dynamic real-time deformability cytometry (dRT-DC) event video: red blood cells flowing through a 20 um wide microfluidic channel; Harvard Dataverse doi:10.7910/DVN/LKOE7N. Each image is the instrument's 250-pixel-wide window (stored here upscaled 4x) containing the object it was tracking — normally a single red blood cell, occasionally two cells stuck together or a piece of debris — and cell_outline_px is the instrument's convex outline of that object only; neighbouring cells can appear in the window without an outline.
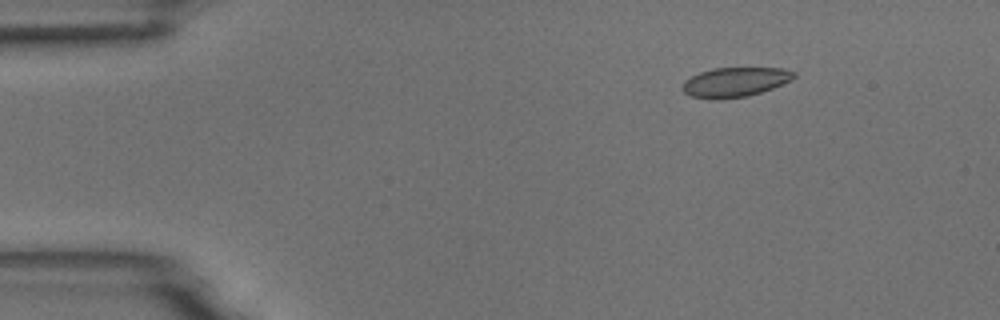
{"species": "common noctule bat (a hibernating species)", "species_latin": "Nyctalus noctula", "temperature_condition": "room temperature", "stored_images_in_passage": 5, "camera_frame_rate_fps": 3000, "um_per_image_px": 0.085, "animal": {"sex": "male", "body_mass_g": 18.8}, "frame": {"image": 1, "passage_image": 3, "time_ms": 0.667, "image_size_px": [1000, 320], "cell_outline_px": [[796, 76], [772, 88], [748, 96], [692, 96], [684, 92], [680, 88], [684, 80], [700, 72], [712, 68], [784, 68], [796, 72]], "centroid_in_image_um": [62.49, 6.92], "position_along_channel_um": 22.5, "area_um2": 18.32}}
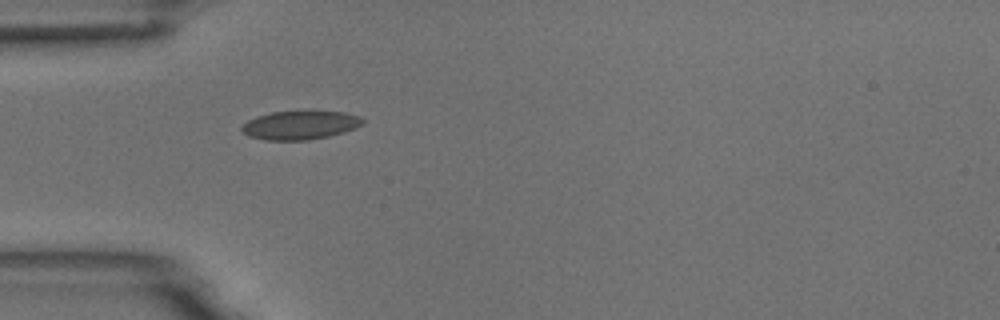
{"frame": {"image": 2, "passage_image": 5, "time_ms": 1.333, "image_size_px": [1000, 320], "cell_outline_px": [[364, 124], [356, 128], [344, 132], [328, 136], [308, 140], [268, 140], [248, 136], [240, 128], [248, 120], [272, 112], [344, 112], [360, 116], [364, 120]], "centroid_in_image_um": [25.55, 10.65], "position_along_channel_um": 59.5, "area_um2": 19.88}}